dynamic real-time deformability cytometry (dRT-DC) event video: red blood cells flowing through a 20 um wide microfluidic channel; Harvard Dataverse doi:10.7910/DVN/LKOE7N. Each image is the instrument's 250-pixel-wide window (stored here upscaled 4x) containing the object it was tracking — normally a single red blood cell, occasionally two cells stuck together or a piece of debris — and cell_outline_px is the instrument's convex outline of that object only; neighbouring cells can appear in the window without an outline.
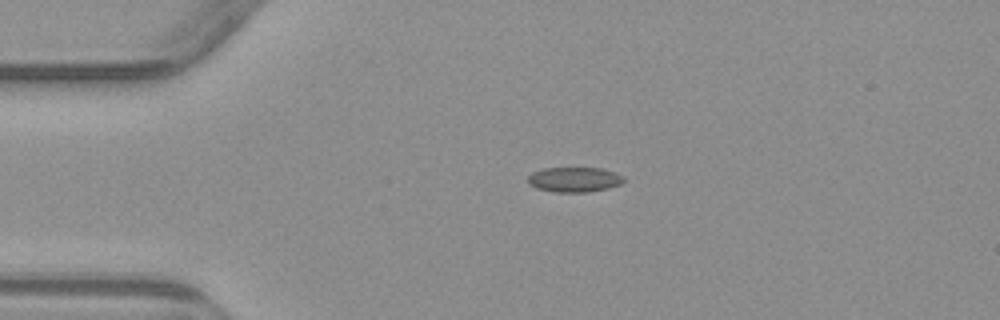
{"species": "common noctule bat (a hibernating species)", "species_latin": "Nyctalus noctula", "temperature_condition": "warm", "stored_images_in_passage": 2, "camera_frame_rate_fps": 3000, "um_per_image_px": 0.085, "animal": {"sex": "male", "body_mass_g": 23.1, "forearm_length_mm": 52.7}, "frame": {"image": 1, "passage_image": 1, "time_ms": 0.0, "image_size_px": [1000, 320], "cell_outline_px": [[624, 180], [620, 184], [608, 188], [588, 192], [556, 192], [536, 188], [528, 184], [528, 176], [532, 172], [544, 168], [600, 168], [624, 176]], "centroid_in_image_um": [48.79, 15.26], "position_along_channel_um": 36.2, "area_um2": 13.87}}